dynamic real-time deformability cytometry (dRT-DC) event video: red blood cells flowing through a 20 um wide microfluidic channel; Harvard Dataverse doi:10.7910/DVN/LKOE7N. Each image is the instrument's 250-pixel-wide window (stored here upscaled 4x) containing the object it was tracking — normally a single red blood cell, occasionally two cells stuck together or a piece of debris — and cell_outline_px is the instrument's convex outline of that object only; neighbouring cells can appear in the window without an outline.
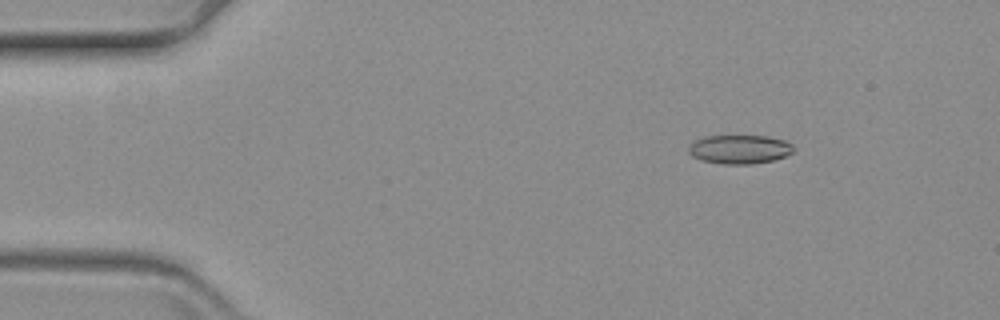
{"species": "common noctule bat (a hibernating species)", "species_latin": "Nyctalus noctula", "temperature_condition": "warm", "stored_images_in_passage": 56, "camera_frame_rate_fps": 3000, "um_per_image_px": 0.085, "animal": {"sex": "female", "body_mass_g": 19.3, "forearm_length_mm": 54.1}, "frame": {"image": 1, "passage_image": 4, "time_ms": 1.0, "image_size_px": [1000, 320], "cell_outline_px": [[796, 148], [792, 152], [784, 156], [772, 160], [752, 164], [724, 164], [700, 160], [692, 156], [688, 152], [688, 144], [704, 136], [768, 136], [784, 140], [792, 144]], "centroid_in_image_um": [62.84, 12.69], "position_along_channel_um": 22.2, "area_um2": 17.74}}
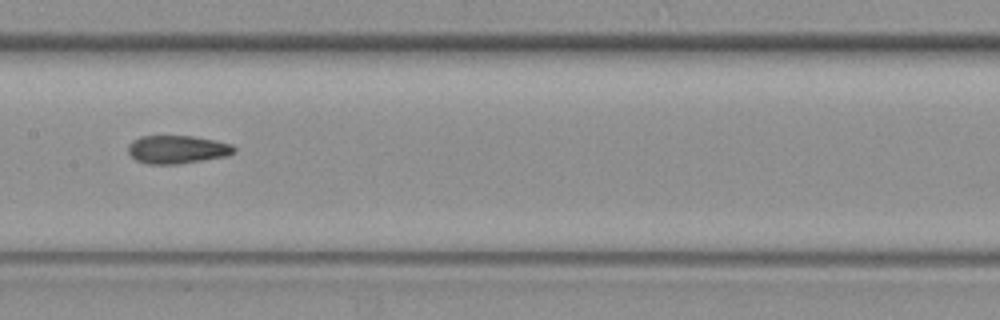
{"frame": {"image": 2, "passage_image": 26, "time_ms": 8.333, "image_size_px": [1000, 320], "cell_outline_px": [[236, 152], [228, 156], [180, 164], [148, 164], [136, 160], [128, 152], [128, 144], [132, 140], [140, 136], [192, 136], [232, 144], [236, 148]], "centroid_in_image_um": [15.07, 12.71], "position_along_channel_um": 192.3, "area_um2": 17.51}}
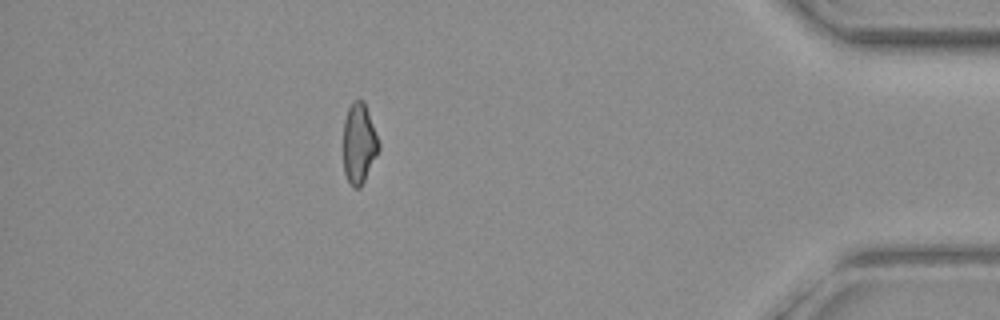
{"frame": {"image": 3, "passage_image": 49, "time_ms": 16.0, "image_size_px": [1000, 320], "cell_outline_px": [[380, 148], [360, 188], [352, 188], [344, 172], [344, 120], [348, 108], [352, 100], [364, 100], [380, 144]], "centroid_in_image_um": [30.51, 12.18], "position_along_channel_um": 404.7, "area_um2": 16.47}}